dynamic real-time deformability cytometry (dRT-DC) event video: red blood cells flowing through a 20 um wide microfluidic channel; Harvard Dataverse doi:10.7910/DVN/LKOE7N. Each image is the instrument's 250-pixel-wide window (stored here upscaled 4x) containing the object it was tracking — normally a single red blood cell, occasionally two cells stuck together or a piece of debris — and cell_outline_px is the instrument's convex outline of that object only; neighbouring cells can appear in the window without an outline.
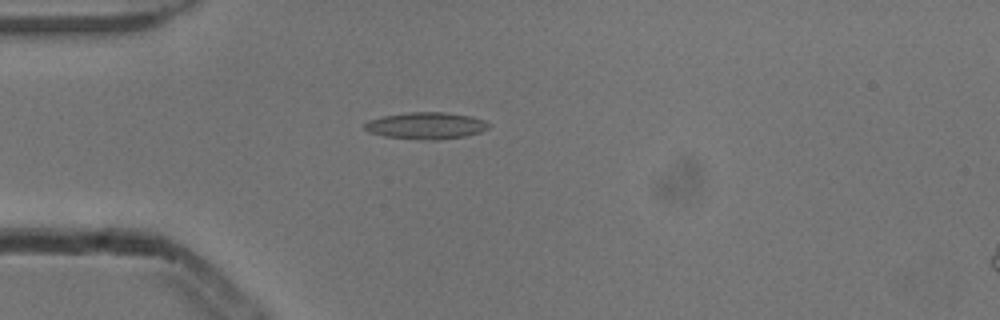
{"species": "common noctule bat (a hibernating species)", "species_latin": "Nyctalus noctula", "temperature_condition": "cold", "stored_images_in_passage": 6, "camera_frame_rate_fps": 3000, "um_per_image_px": 0.085, "animal": {"sex": "male", "body_mass_g": 13.3}, "frame": {"image": 1, "passage_image": 4, "time_ms": 1.0, "image_size_px": [1000, 320], "cell_outline_px": [[488, 128], [480, 132], [464, 136], [436, 140], [420, 140], [384, 136], [368, 132], [364, 128], [364, 124], [368, 120], [384, 116], [408, 112], [444, 112], [472, 116], [484, 120], [488, 124]], "centroid_in_image_um": [36.19, 10.68], "position_along_channel_um": 48.8, "area_um2": 19.36}}
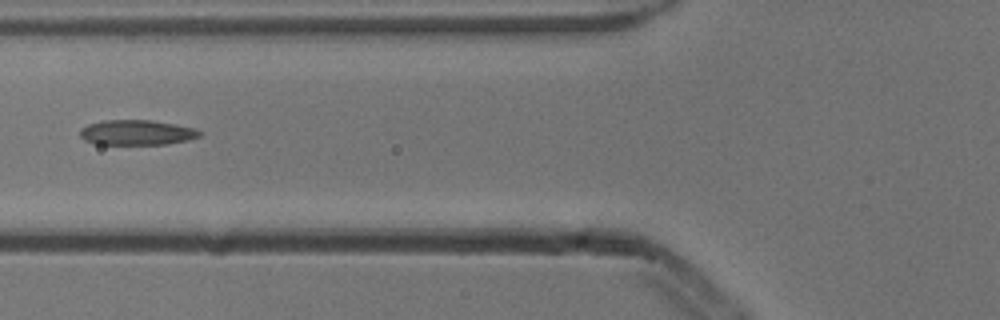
{"frame": {"image": 2, "passage_image": 6, "time_ms": 1.667, "image_size_px": [1000, 320], "cell_outline_px": [[200, 136], [188, 140], [168, 144], [92, 144], [84, 140], [80, 136], [80, 132], [88, 124], [104, 120], [152, 120], [196, 128], [200, 132]], "centroid_in_image_um": [11.62, 11.27], "position_along_channel_um": 114.2, "area_um2": 17.46}}